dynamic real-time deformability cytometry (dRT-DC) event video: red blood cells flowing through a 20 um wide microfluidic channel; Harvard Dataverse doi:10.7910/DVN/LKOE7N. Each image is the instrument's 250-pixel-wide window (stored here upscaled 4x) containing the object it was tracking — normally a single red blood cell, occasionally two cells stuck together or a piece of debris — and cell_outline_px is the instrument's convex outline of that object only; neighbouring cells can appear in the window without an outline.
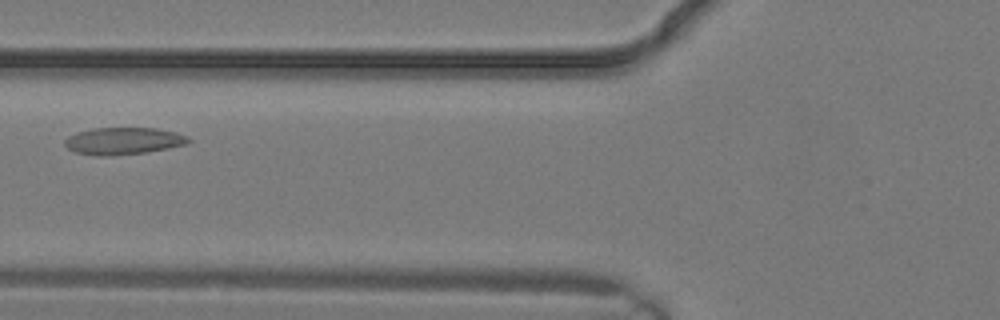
{"species": "common noctule bat (a hibernating species)", "species_latin": "Nyctalus noctula", "temperature_condition": "warm", "stored_images_in_passage": 6, "camera_frame_rate_fps": 3000, "um_per_image_px": 0.085, "animal": {"sex": "male", "body_mass_g": 19.2, "forearm_length_mm": 51.8}, "frame": {"image": 1, "passage_image": 6, "time_ms": 1.667, "image_size_px": [1000, 320], "cell_outline_px": [[192, 140], [188, 144], [168, 148], [144, 152], [112, 156], [100, 156], [76, 152], [68, 148], [64, 144], [64, 140], [68, 136], [76, 132], [96, 128], [156, 128], [176, 132], [188, 136]], "centroid_in_image_um": [10.5, 11.98], "position_along_channel_um": 115.3, "area_um2": 19.54}}